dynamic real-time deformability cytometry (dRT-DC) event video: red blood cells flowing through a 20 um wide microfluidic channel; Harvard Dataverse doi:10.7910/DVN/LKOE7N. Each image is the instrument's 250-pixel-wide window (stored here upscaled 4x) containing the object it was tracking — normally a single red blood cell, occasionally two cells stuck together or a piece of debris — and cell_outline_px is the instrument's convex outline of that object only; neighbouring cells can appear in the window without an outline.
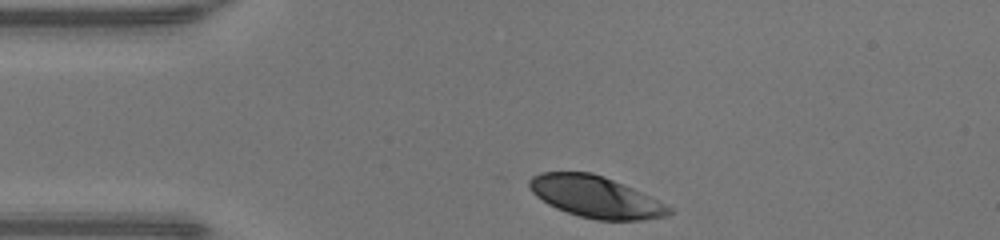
{"species": "human", "species_latin": "Homo sapiens", "temperature_condition": "warm", "stored_images_in_passage": 30, "camera_frame_rate_fps": 3000, "um_per_image_px": 0.085, "donor": {"sex": "male"}, "frame": {"image": 1, "passage_image": 1, "time_ms": 0.0, "image_size_px": [1000, 240], "cell_outline_px": [[672, 212], [668, 216], [644, 220], [596, 220], [580, 216], [556, 208], [548, 204], [536, 196], [532, 192], [528, 184], [528, 180], [532, 176], [540, 172], [592, 172], [604, 176], [632, 188], [672, 208]], "centroid_in_image_um": [50.59, 16.73], "position_along_channel_um": 34.4, "area_um2": 33.58}}
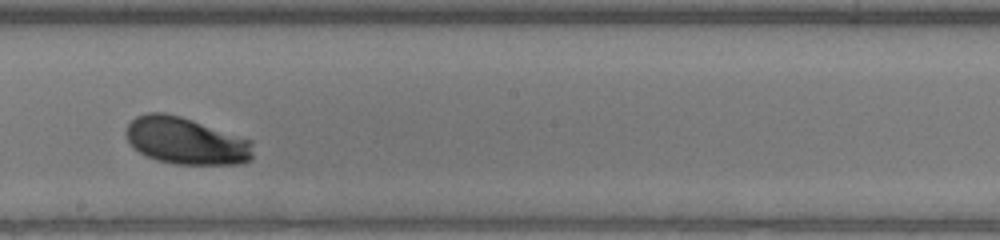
{"frame": {"image": 2, "passage_image": 18, "time_ms": 5.667, "image_size_px": [1000, 240], "cell_outline_px": [[252, 160], [240, 164], [176, 164], [156, 160], [132, 148], [128, 140], [124, 128], [136, 116], [148, 112], [164, 112], [180, 116], [252, 140]], "centroid_in_image_um": [15.78, 11.97], "position_along_channel_um": 232.4, "area_um2": 34.85}}
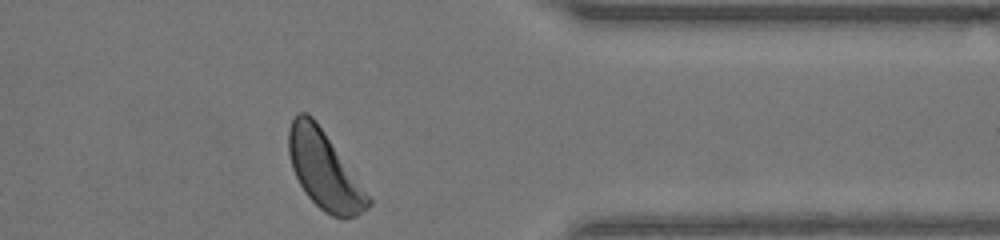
{"frame": {"image": 3, "passage_image": 30, "time_ms": 9.667, "image_size_px": [1000, 240], "cell_outline_px": [[372, 204], [368, 208], [356, 216], [344, 220], [332, 216], [324, 212], [304, 192], [292, 168], [288, 152], [288, 128], [292, 120], [300, 112], [304, 112], [312, 116], [316, 120], [372, 200]], "centroid_in_image_um": [27.55, 14.48], "position_along_channel_um": 383.9, "area_um2": 35.66}, "authors_computed_cell_mechanics": {"area_um2": 34.8245, "velocity_mm_per_s": 4.1889, "shape_relaxation_time_tau1_ms": 1.4095, "shape_relaxation_time_tau2_ms": null, "deformation_change_tau1": 0.1236, "deformation_change_tau2": null}}